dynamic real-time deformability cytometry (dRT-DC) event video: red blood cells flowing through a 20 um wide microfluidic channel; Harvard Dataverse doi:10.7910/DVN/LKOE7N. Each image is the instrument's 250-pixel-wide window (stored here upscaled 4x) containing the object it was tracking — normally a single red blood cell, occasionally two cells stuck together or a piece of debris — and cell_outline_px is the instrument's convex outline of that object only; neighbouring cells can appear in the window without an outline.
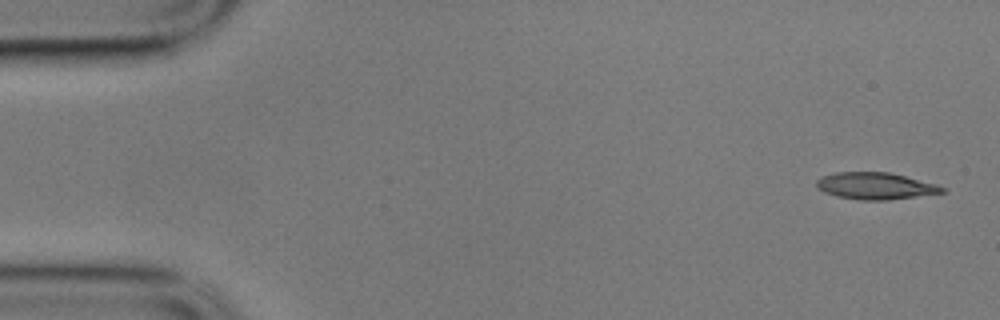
{"species": "common noctule bat (a hibernating species)", "species_latin": "Nyctalus noctula", "temperature_condition": "cold", "stored_images_in_passage": 5, "camera_frame_rate_fps": 3000, "um_per_image_px": 0.085, "animal": {"sex": "male", "body_mass_g": 17.9}, "frame": {"image": 1, "passage_image": 1, "time_ms": 0.0, "image_size_px": [1000, 320], "cell_outline_px": [[948, 192], [888, 200], [860, 200], [836, 196], [824, 192], [816, 184], [816, 180], [820, 176], [836, 172], [888, 172], [936, 184], [948, 188]], "centroid_in_image_um": [74.44, 15.81], "position_along_channel_um": 10.6, "area_um2": 19.71}}
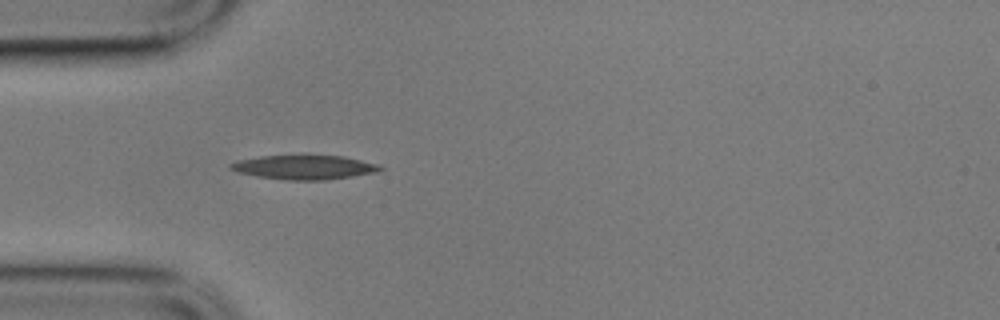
{"frame": {"image": 2, "passage_image": 5, "time_ms": 1.333, "image_size_px": [1000, 320], "cell_outline_px": [[384, 168], [376, 172], [352, 176], [324, 180], [288, 180], [256, 176], [240, 172], [228, 168], [228, 164], [236, 160], [260, 156], [304, 152], [308, 152], [344, 156], [380, 164]], "centroid_in_image_um": [25.86, 14.15], "position_along_channel_um": 59.1, "area_um2": 22.25}}